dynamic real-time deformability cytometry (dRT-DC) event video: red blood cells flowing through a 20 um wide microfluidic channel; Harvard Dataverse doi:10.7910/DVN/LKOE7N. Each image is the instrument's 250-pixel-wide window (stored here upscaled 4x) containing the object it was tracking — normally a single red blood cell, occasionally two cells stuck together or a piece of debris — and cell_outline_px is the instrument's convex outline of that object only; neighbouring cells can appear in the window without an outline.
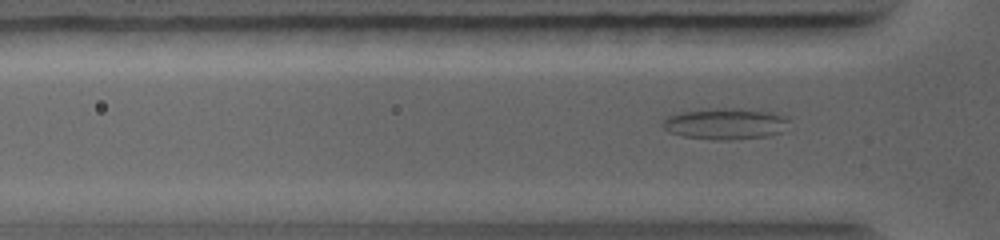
{"species": "common noctule bat (a hibernating species)", "species_latin": "Nyctalus noctula", "temperature_condition": "warm", "stored_images_in_passage": 51, "camera_frame_rate_fps": 5000, "um_per_image_px": 0.085, "animal": {"sex": "female", "body_mass_g": 19.0, "forearm_length_mm": 56.7}, "frame": {"image": 1, "passage_image": 9, "time_ms": 2.8, "image_size_px": [1000, 240], "cell_outline_px": [[788, 120], [780, 132], [768, 136], [684, 136], [668, 132], [660, 124], [668, 116], [684, 112], [724, 108], [732, 108], [768, 112], [780, 116]], "centroid_in_image_um": [61.58, 10.46], "position_along_channel_um": 64.2, "area_um2": 20.87}}
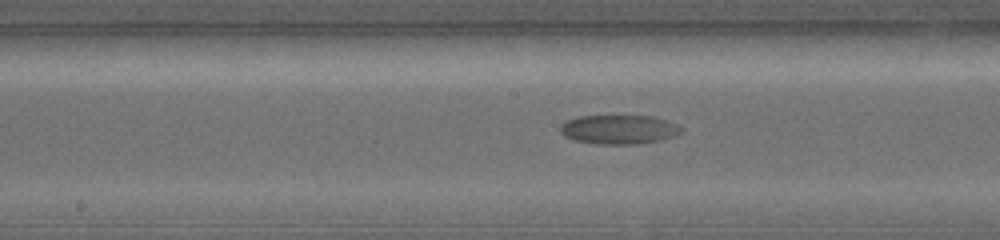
{"frame": {"image": 2, "passage_image": 20, "time_ms": 5.8, "image_size_px": [1000, 240], "cell_outline_px": [[684, 128], [680, 132], [672, 136], [660, 140], [640, 144], [600, 144], [572, 140], [564, 136], [560, 132], [560, 128], [568, 120], [580, 116], [652, 116], [668, 120]], "centroid_in_image_um": [52.62, 11.01], "position_along_channel_um": 195.6, "area_um2": 20.46}}
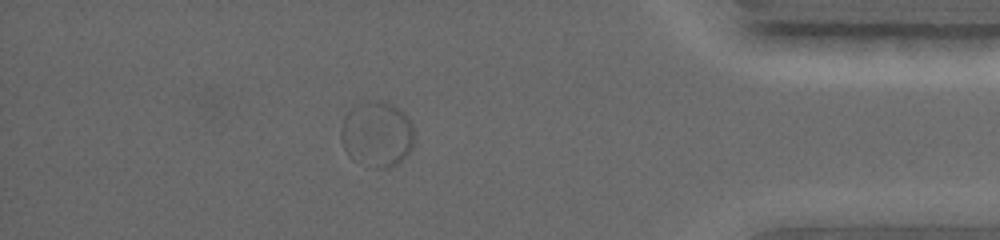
{"frame": {"image": 3, "passage_image": 40, "time_ms": 11.4, "image_size_px": [1000, 240], "cell_outline_px": [[412, 148], [396, 164], [384, 168], [352, 160], [348, 156], [340, 140], [340, 128], [344, 116], [352, 108], [360, 104], [376, 100], [388, 100], [400, 108], [404, 112], [412, 124]], "centroid_in_image_um": [32.01, 11.36], "position_along_channel_um": 403.2, "area_um2": 27.86}}